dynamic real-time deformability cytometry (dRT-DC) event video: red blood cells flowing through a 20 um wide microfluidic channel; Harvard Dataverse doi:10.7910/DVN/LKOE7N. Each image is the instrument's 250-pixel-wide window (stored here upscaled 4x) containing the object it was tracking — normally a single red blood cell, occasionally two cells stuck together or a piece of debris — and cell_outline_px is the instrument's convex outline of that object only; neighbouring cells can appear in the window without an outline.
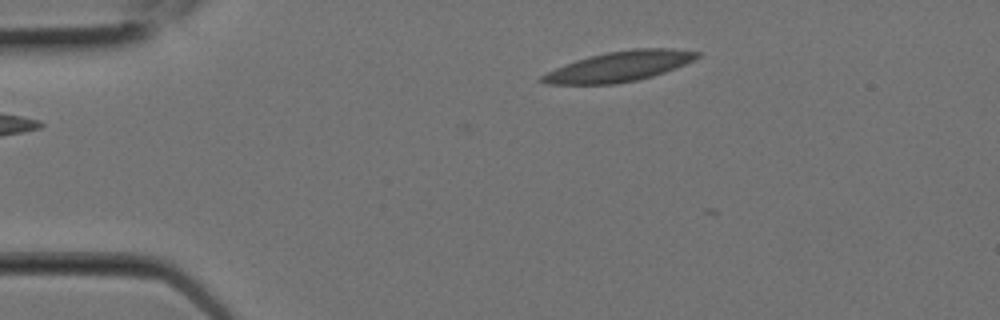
{"species": "Egyptian fruit bat (a non-hibernating species)", "species_latin": "Rousettus aegyptiacus", "temperature_condition": "room temperature", "stored_images_in_passage": 3, "camera_frame_rate_fps": 3000, "um_per_image_px": 0.085, "animal": {"sex": "female"}, "frame": {"image": 1, "passage_image": 1, "time_ms": 0.0, "image_size_px": [1000, 320], "cell_outline_px": [[700, 56], [684, 64], [664, 72], [652, 76], [636, 80], [616, 84], [544, 84], [536, 80], [540, 76], [556, 68], [576, 60], [608, 52], [632, 48], [672, 48], [700, 52]], "centroid_in_image_um": [52.61, 5.65], "position_along_channel_um": 32.4, "area_um2": 27.05}}